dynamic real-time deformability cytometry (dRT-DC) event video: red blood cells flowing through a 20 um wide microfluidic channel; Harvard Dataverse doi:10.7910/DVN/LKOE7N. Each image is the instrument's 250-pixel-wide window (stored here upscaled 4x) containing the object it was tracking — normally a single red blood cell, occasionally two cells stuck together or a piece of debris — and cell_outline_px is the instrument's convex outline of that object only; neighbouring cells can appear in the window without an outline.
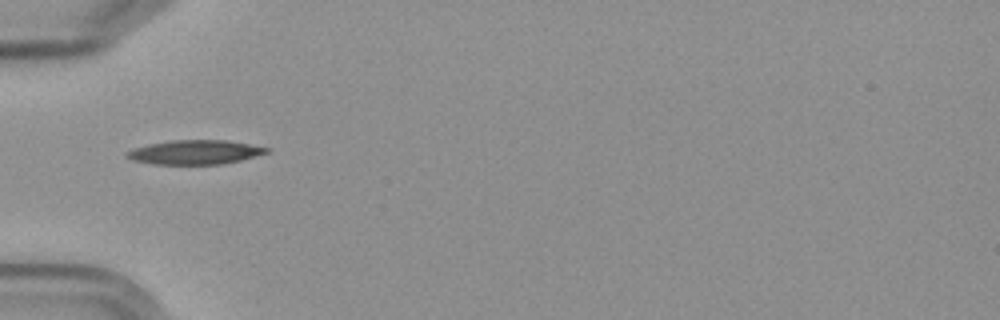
{"species": "Egyptian fruit bat (a non-hibernating species)", "species_latin": "Rousettus aegyptiacus", "temperature_condition": "cold", "stored_images_in_passage": 5, "camera_frame_rate_fps": 3000, "um_per_image_px": 0.085, "frame": {"image": 1, "passage_image": 1, "time_ms": 0.0, "image_size_px": [1000, 320], "cell_outline_px": [[268, 152], [240, 160], [220, 164], [152, 164], [132, 160], [124, 156], [124, 152], [132, 148], [148, 144], [172, 140], [228, 140], [268, 148]], "centroid_in_image_um": [16.47, 12.93], "position_along_channel_um": 68.5, "area_um2": 19.65}}
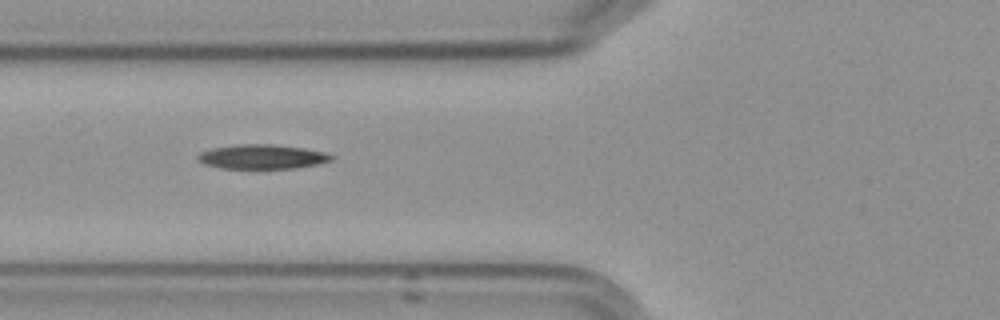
{"frame": {"image": 2, "passage_image": 2, "time_ms": 1.0, "image_size_px": [1000, 320], "cell_outline_px": [[336, 156], [332, 160], [316, 164], [296, 168], [220, 168], [204, 164], [196, 160], [196, 156], [200, 152], [212, 148], [240, 144], [272, 144], [304, 148], [328, 152]], "centroid_in_image_um": [22.29, 13.31], "position_along_channel_um": 103.5, "area_um2": 19.13}}
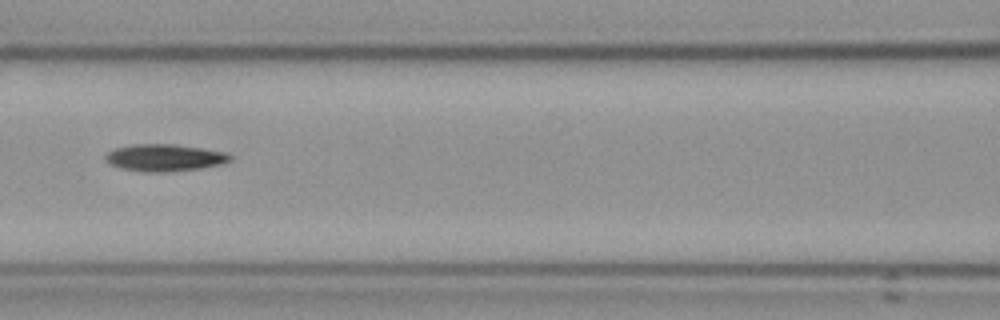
{"frame": {"image": 3, "passage_image": 3, "time_ms": 2.333, "image_size_px": [1000, 320], "cell_outline_px": [[232, 160], [220, 164], [196, 168], [156, 172], [152, 172], [124, 168], [108, 164], [104, 160], [104, 156], [108, 152], [116, 148], [132, 144], [176, 144], [228, 152], [232, 156]], "centroid_in_image_um": [13.98, 13.37], "position_along_channel_um": 152.6, "area_um2": 19.36}}